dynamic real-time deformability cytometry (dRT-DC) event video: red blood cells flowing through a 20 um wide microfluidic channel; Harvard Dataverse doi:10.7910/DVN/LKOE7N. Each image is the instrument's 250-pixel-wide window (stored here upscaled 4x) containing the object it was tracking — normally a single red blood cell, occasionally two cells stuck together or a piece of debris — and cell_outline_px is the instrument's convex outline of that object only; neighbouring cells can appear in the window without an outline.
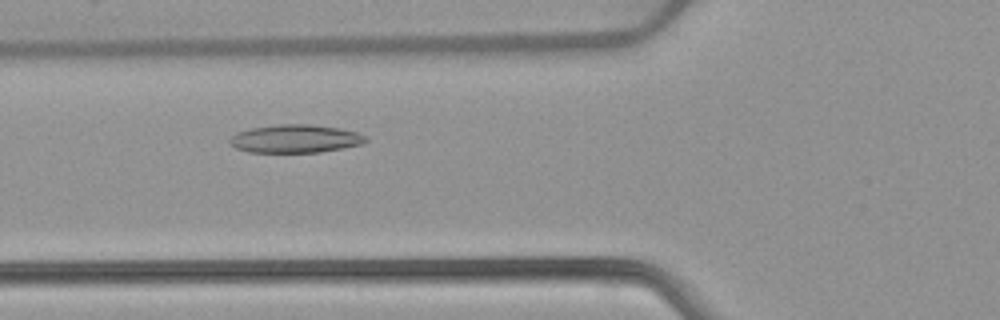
{"species": "common noctule bat (a hibernating species)", "species_latin": "Nyctalus noctula", "temperature_condition": "warm", "stored_images_in_passage": 49, "camera_frame_rate_fps": 3000, "um_per_image_px": 0.085, "animal": {"sex": "female", "body_mass_g": 22.7, "forearm_length_mm": 54.2}, "frame": {"image": 1, "passage_image": 16, "time_ms": 5.0, "image_size_px": [1000, 320], "cell_outline_px": [[368, 140], [360, 144], [344, 148], [320, 152], [248, 152], [236, 148], [228, 144], [228, 140], [236, 132], [252, 128], [276, 124], [312, 124], [340, 128], [356, 132], [364, 136]], "centroid_in_image_um": [25.06, 11.79], "position_along_channel_um": 100.7, "area_um2": 22.37}}
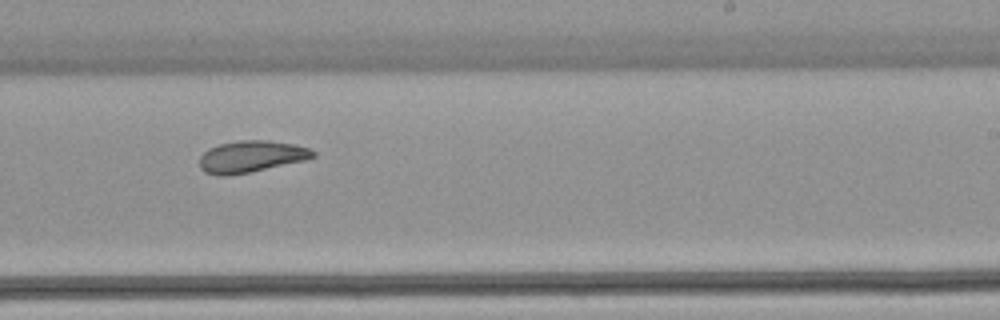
{"frame": {"image": 2, "passage_image": 29, "time_ms": 9.333, "image_size_px": [1000, 320], "cell_outline_px": [[316, 156], [308, 160], [228, 176], [220, 176], [204, 172], [200, 168], [200, 156], [208, 148], [220, 144], [240, 140], [268, 140], [296, 144], [308, 148], [316, 152]], "centroid_in_image_um": [21.37, 13.3], "position_along_channel_um": 267.6, "area_um2": 21.1}}
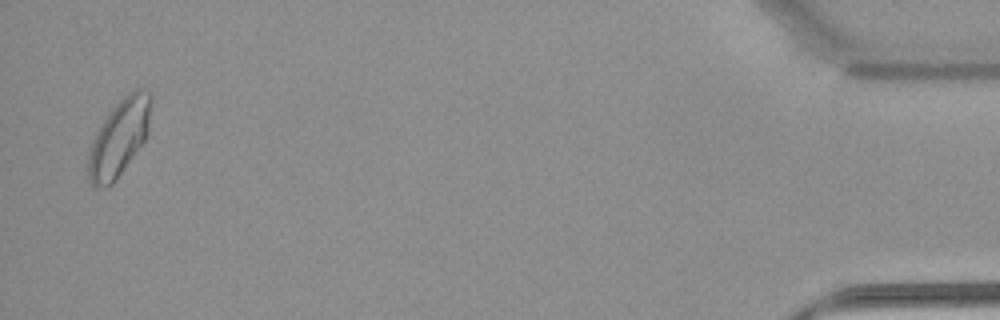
{"frame": {"image": 3, "passage_image": 48, "time_ms": 15.667, "image_size_px": [1000, 320], "cell_outline_px": [[152, 100], [148, 132], [144, 140], [112, 184], [104, 188], [92, 188], [88, 180], [88, 148], [100, 124], [108, 112], [128, 92], [136, 88], [140, 88], [152, 92]], "centroid_in_image_um": [10.11, 11.69], "position_along_channel_um": 425.1, "area_um2": 28.21}, "authors_computed_cell_mechanics": {"area_um2": 22.831, "velocity_mm_per_s": 3.8525, "shape_relaxation_time_tau1_ms": null, "shape_relaxation_time_tau2_ms": 3.6525, "deformation_change_tau1": null, "deformation_change_tau2": 0.0962}}